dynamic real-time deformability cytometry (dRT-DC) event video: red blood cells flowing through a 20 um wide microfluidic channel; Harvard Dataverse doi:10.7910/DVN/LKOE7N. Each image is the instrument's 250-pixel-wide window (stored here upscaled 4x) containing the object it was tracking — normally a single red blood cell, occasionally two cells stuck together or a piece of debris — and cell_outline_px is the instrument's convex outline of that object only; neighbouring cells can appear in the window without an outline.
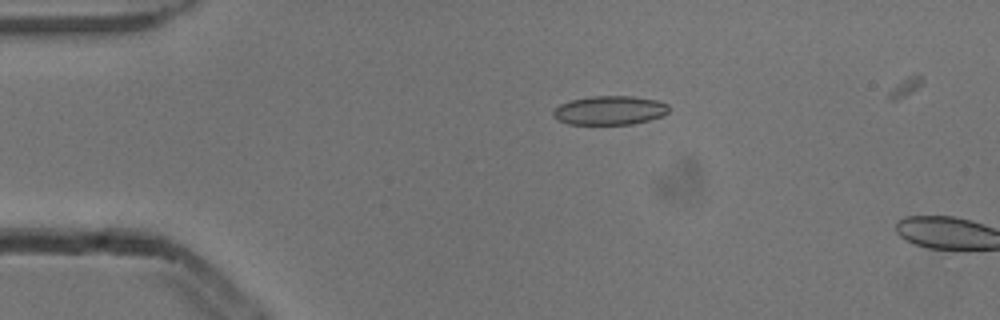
{"species": "common noctule bat (a hibernating species)", "species_latin": "Nyctalus noctula", "temperature_condition": "cold", "stored_images_in_passage": 4, "camera_frame_rate_fps": 3000, "um_per_image_px": 0.085, "animal": {"sex": "male", "body_mass_g": 13.3}, "frame": {"image": 1, "passage_image": 3, "time_ms": 0.667, "image_size_px": [1000, 320], "cell_outline_px": [[668, 112], [660, 116], [648, 120], [632, 124], [568, 124], [556, 120], [552, 116], [552, 112], [560, 104], [572, 100], [592, 96], [632, 96], [656, 100], [668, 104]], "centroid_in_image_um": [51.79, 9.38], "position_along_channel_um": 33.2, "area_um2": 19.42}}